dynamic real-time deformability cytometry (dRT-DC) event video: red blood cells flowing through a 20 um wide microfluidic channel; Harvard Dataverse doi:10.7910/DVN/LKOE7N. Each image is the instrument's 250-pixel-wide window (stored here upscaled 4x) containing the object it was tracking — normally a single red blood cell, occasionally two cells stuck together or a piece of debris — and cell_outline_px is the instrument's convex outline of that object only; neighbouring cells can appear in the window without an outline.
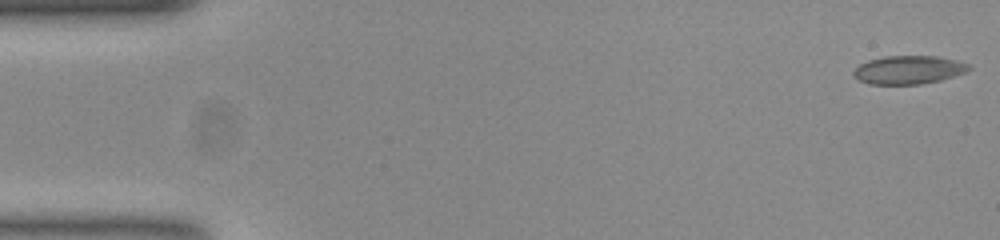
{"species": "common noctule bat (a hibernating species)", "species_latin": "Nyctalus noctula", "temperature_condition": "room temperature", "stored_images_in_passage": 10, "camera_frame_rate_fps": 3000, "um_per_image_px": 0.085, "animal": {"sex": "female", "body_mass_g": 23.0, "forearm_length_mm": 53.4}, "frame": {"image": 1, "passage_image": 1, "time_ms": 0.0, "image_size_px": [1000, 240], "cell_outline_px": [[972, 68], [964, 72], [940, 80], [920, 84], [868, 84], [852, 76], [852, 72], [860, 64], [868, 60], [884, 56], [936, 56], [956, 60], [972, 64]], "centroid_in_image_um": [77.22, 5.93], "position_along_channel_um": 7.8, "area_um2": 19.07}}